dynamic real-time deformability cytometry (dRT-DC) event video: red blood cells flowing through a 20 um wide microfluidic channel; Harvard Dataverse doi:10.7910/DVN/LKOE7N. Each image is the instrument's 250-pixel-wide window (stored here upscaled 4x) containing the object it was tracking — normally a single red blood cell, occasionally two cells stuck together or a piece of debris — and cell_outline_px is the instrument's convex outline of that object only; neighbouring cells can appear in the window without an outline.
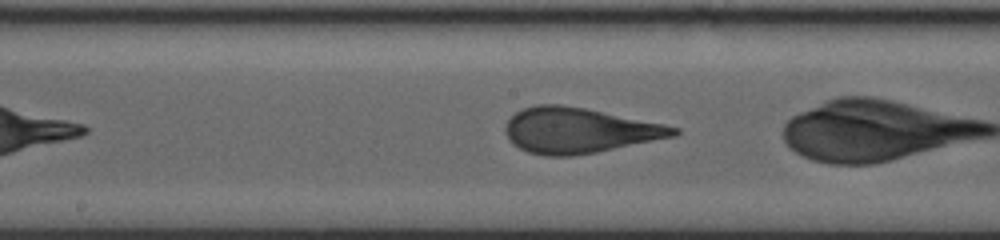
{"species": "human", "species_latin": "Homo sapiens", "temperature_condition": "warm", "stored_images_in_passage": 31, "camera_frame_rate_fps": 3000, "um_per_image_px": 0.085, "donor": {"sex": "male"}, "frame": {"image": 1, "passage_image": 16, "time_ms": 7.333, "image_size_px": [1000, 240], "cell_outline_px": [[680, 132], [676, 136], [596, 152], [572, 156], [544, 156], [528, 152], [512, 144], [508, 140], [504, 128], [508, 120], [516, 112], [524, 108], [536, 104], [560, 104], [584, 108], [664, 124], [680, 128]], "centroid_in_image_um": [49.19, 11.09], "position_along_channel_um": 199.0, "area_um2": 44.39}}
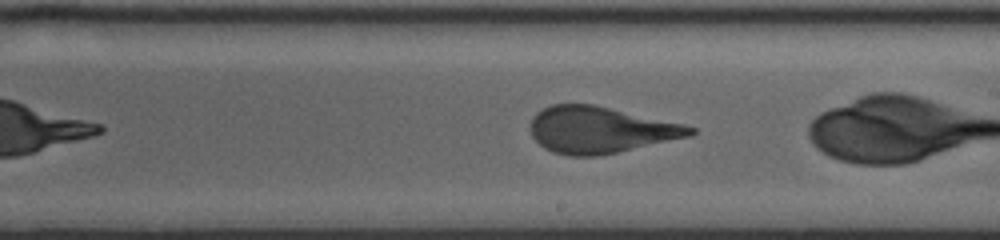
{"frame": {"image": 2, "passage_image": 19, "time_ms": 9.0, "image_size_px": [1000, 240], "cell_outline_px": [[696, 132], [692, 136], [616, 152], [596, 156], [568, 156], [552, 152], [544, 148], [532, 136], [532, 116], [536, 112], [552, 104], [592, 104], [684, 124], [696, 128]], "centroid_in_image_um": [51.03, 11.04], "position_along_channel_um": 238.0, "area_um2": 43.0}}